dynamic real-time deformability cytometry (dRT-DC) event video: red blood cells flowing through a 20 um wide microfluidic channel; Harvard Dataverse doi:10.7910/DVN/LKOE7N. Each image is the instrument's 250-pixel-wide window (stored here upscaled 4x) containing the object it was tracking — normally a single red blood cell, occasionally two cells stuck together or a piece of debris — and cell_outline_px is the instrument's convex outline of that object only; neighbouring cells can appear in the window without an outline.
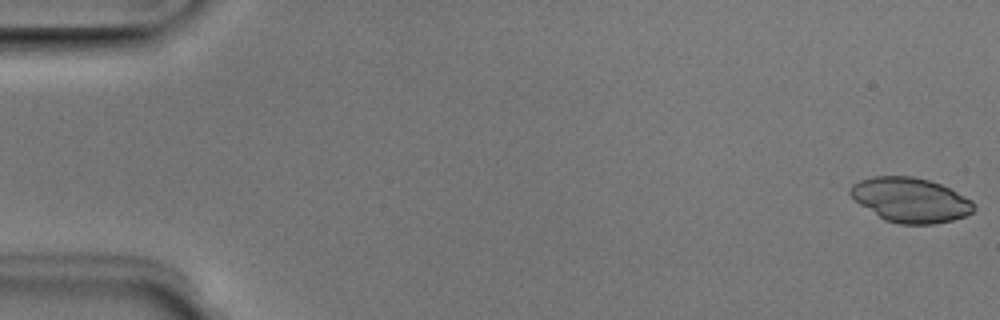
{"species": "Egyptian fruit bat (a non-hibernating species)", "species_latin": "Rousettus aegyptiacus", "temperature_condition": "room temperature", "stored_images_in_passage": 50, "camera_frame_rate_fps": 3000, "um_per_image_px": 0.085, "animal": {"sex": "male"}, "frame": {"image": 1, "passage_image": 1, "time_ms": 0.0, "image_size_px": [1000, 320], "cell_outline_px": [[976, 208], [972, 212], [964, 216], [952, 220], [932, 224], [900, 224], [884, 220], [860, 204], [848, 192], [852, 184], [860, 180], [872, 176], [912, 176], [928, 180], [940, 184], [972, 200], [976, 204]], "centroid_in_image_um": [77.39, 16.99], "position_along_channel_um": 7.6, "area_um2": 31.96}}